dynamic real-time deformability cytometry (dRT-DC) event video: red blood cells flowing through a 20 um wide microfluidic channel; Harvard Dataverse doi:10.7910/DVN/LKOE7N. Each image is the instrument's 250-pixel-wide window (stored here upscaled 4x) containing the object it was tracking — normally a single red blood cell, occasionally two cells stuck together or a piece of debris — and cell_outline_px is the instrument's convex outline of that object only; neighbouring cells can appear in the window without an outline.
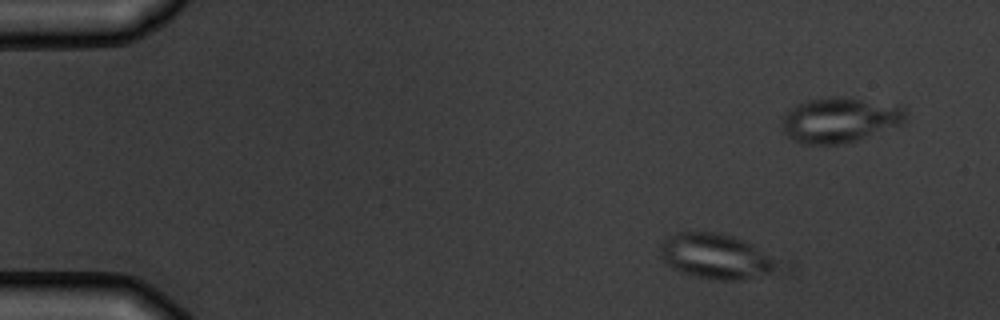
{"species": "common noctule bat (a hibernating species)", "species_latin": "Nyctalus noctula", "temperature_condition": "warm", "stored_images_in_passage": 14, "camera_frame_rate_fps": 3000, "um_per_image_px": 0.085, "animal": {"sex": "male", "body_mass_g": 19.5, "forearm_length_mm": 54.6}, "frame": {"image": 1, "passage_image": 1, "time_ms": 0.0, "image_size_px": [1000, 320], "cell_outline_px": [[796, 264], [788, 272], [736, 280], [716, 280], [692, 276], [680, 272], [672, 268], [660, 256], [660, 244], [668, 236], [680, 232], [716, 232], [732, 236], [792, 260]], "centroid_in_image_um": [61.23, 21.84], "position_along_channel_um": 23.8, "area_um2": 33.29}}